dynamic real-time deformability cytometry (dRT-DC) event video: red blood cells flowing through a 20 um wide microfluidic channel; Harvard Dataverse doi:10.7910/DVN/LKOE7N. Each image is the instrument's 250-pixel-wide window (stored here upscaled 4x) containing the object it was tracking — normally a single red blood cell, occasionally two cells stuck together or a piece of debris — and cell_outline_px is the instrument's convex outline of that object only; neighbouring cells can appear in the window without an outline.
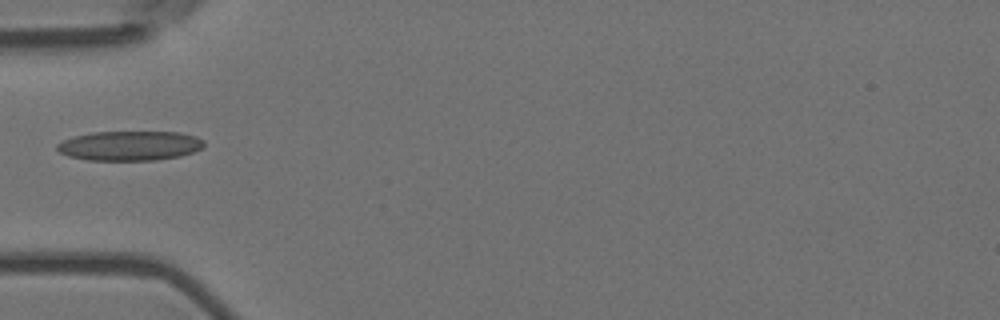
{"species": "Egyptian fruit bat (a non-hibernating species)", "species_latin": "Rousettus aegyptiacus", "temperature_condition": "room temperature", "stored_images_in_passage": 6, "camera_frame_rate_fps": 3000, "um_per_image_px": 0.085, "animal": {"sex": "female"}, "frame": {"image": 1, "passage_image": 5, "time_ms": 1.333, "image_size_px": [1000, 320], "cell_outline_px": [[204, 148], [180, 156], [156, 160], [88, 160], [68, 156], [60, 152], [56, 148], [56, 144], [60, 140], [92, 132], [180, 132], [196, 136], [204, 140]], "centroid_in_image_um": [11.03, 12.38], "position_along_channel_um": 74.0, "area_um2": 25.49}}
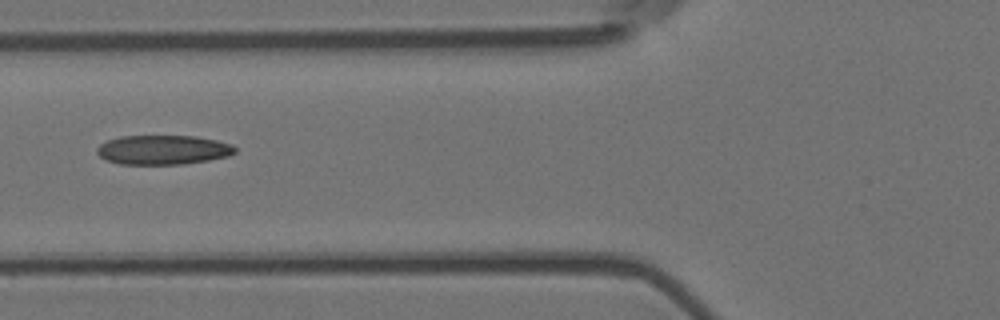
{"frame": {"image": 2, "passage_image": 6, "time_ms": 1.667, "image_size_px": [1000, 320], "cell_outline_px": [[236, 152], [228, 156], [208, 160], [184, 164], [120, 164], [104, 160], [96, 152], [96, 148], [100, 144], [108, 140], [120, 136], [196, 136], [216, 140], [232, 144], [236, 148]], "centroid_in_image_um": [13.84, 12.74], "position_along_channel_um": 112.0, "area_um2": 23.76}}